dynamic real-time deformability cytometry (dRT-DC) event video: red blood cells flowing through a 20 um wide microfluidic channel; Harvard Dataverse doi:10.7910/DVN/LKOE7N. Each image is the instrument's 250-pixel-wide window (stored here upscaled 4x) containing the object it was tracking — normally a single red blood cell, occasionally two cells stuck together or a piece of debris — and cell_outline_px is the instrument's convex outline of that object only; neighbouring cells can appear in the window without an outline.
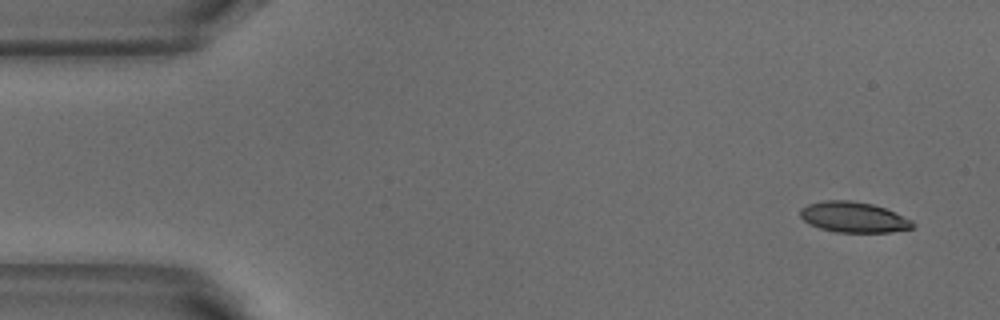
{"species": "common noctule bat (a hibernating species)", "species_latin": "Nyctalus noctula", "temperature_condition": "warm", "stored_images_in_passage": 4, "camera_frame_rate_fps": 3000, "um_per_image_px": 0.085, "animal": {"sex": "male", "body_mass_g": 18.8}, "frame": {"image": 1, "passage_image": 1, "time_ms": 0.0, "image_size_px": [1000, 320], "cell_outline_px": [[916, 224], [912, 228], [888, 232], [836, 232], [820, 228], [808, 224], [800, 216], [800, 208], [808, 204], [824, 200], [852, 200], [872, 204], [884, 208], [912, 220]], "centroid_in_image_um": [72.52, 18.45], "position_along_channel_um": 12.5, "area_um2": 20.0}}
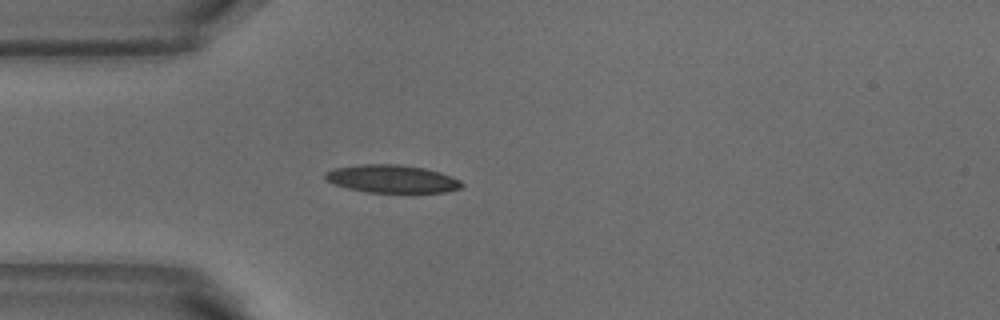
{"frame": {"image": 2, "passage_image": 4, "time_ms": 1.0, "image_size_px": [1000, 320], "cell_outline_px": [[464, 184], [460, 188], [444, 192], [368, 192], [348, 188], [324, 180], [324, 172], [332, 168], [360, 164], [400, 164], [424, 168], [440, 172], [452, 176], [460, 180]], "centroid_in_image_um": [33.29, 15.19], "position_along_channel_um": 51.7, "area_um2": 22.25}}